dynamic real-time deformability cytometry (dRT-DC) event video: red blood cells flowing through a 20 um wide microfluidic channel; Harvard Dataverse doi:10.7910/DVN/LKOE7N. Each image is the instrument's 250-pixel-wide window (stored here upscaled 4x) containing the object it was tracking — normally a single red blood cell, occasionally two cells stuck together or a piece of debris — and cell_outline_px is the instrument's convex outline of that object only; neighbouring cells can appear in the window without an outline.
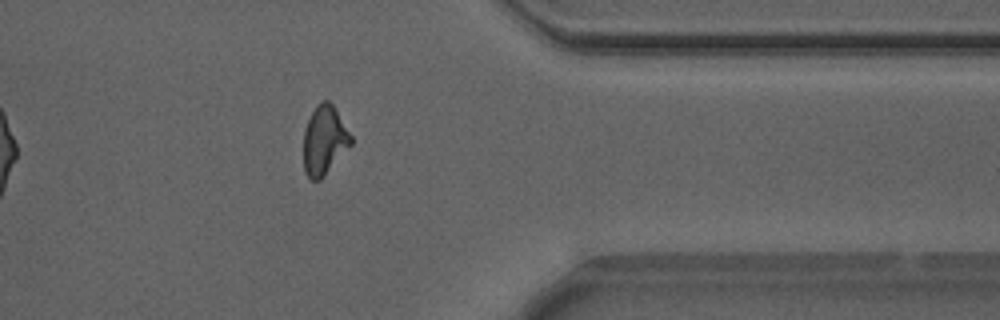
{"species": "Egyptian fruit bat (a non-hibernating species)", "species_latin": "Rousettus aegyptiacus", "temperature_condition": "warm", "stored_images_in_passage": 36, "camera_frame_rate_fps": 3000, "um_per_image_px": 0.085, "animal": {"sex": "male"}, "frame": {"image": 1, "passage_image": 31, "time_ms": 10.0, "image_size_px": [1000, 320], "cell_outline_px": [[352, 144], [320, 180], [312, 180], [304, 172], [304, 128], [316, 104], [320, 100], [328, 100], [336, 108], [352, 136]], "centroid_in_image_um": [27.57, 11.89], "position_along_channel_um": 383.8, "area_um2": 19.13}, "authors_computed_cell_mechanics": {"area_um2": 19.6809, "velocity_mm_per_s": 3.879, "shape_relaxation_time_tau1_ms": 6.4899, "shape_relaxation_time_tau2_ms": 1.7581, "deformation_change_tau1": 0.2129, "deformation_change_tau2": 0.0998}}